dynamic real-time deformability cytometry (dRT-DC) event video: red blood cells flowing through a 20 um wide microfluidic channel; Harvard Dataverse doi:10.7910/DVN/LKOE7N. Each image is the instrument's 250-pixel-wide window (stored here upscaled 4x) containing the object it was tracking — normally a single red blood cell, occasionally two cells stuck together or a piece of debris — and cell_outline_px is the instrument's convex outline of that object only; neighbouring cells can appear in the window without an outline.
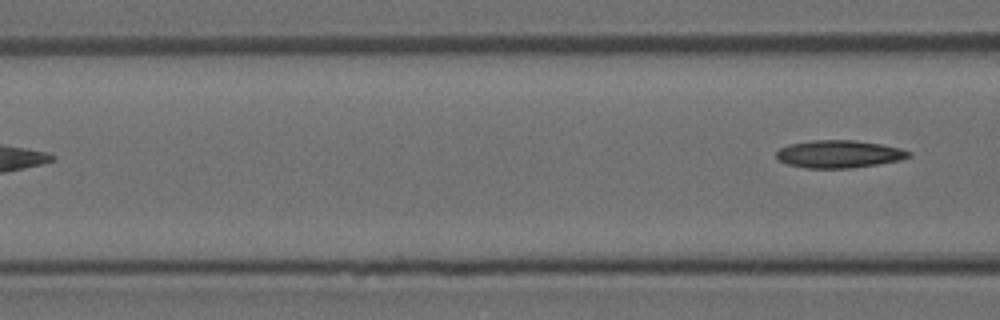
{"species": "Egyptian fruit bat (a non-hibernating species)", "species_latin": "Rousettus aegyptiacus", "temperature_condition": "room temperature", "stored_images_in_passage": 6, "camera_frame_rate_fps": 3000, "um_per_image_px": 0.085, "animal": {"sex": "female"}, "frame": {"image": 1, "passage_image": 6, "time_ms": 1.667, "image_size_px": [1000, 320], "cell_outline_px": [[912, 156], [900, 160], [852, 168], [804, 168], [788, 164], [780, 160], [776, 156], [776, 152], [780, 148], [788, 144], [812, 140], [856, 140], [880, 144], [900, 148], [912, 152]], "centroid_in_image_um": [71.32, 13.09], "position_along_channel_um": 95.3, "area_um2": 21.33}}